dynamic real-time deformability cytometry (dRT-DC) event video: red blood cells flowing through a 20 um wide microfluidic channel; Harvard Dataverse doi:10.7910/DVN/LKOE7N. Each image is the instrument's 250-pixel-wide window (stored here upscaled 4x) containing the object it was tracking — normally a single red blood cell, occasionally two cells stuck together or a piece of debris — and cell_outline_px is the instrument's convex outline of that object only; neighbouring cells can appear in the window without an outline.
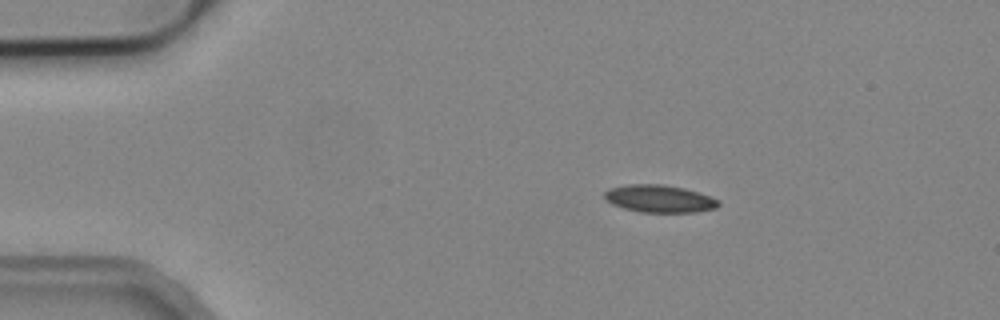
{"species": "common noctule bat (a hibernating species)", "species_latin": "Nyctalus noctula", "temperature_condition": "cold", "stored_images_in_passage": 3, "camera_frame_rate_fps": 3000, "um_per_image_px": 0.085, "animal": {"sex": "male", "body_mass_g": 19.2, "forearm_length_mm": 51.8}, "frame": {"image": 1, "passage_image": 2, "time_ms": 1.333, "image_size_px": [1000, 320], "cell_outline_px": [[720, 204], [716, 208], [696, 212], [640, 212], [624, 208], [612, 204], [604, 200], [604, 192], [608, 188], [624, 184], [664, 184], [684, 188], [720, 200]], "centroid_in_image_um": [56.0, 16.88], "position_along_channel_um": 29.0, "area_um2": 18.38}}